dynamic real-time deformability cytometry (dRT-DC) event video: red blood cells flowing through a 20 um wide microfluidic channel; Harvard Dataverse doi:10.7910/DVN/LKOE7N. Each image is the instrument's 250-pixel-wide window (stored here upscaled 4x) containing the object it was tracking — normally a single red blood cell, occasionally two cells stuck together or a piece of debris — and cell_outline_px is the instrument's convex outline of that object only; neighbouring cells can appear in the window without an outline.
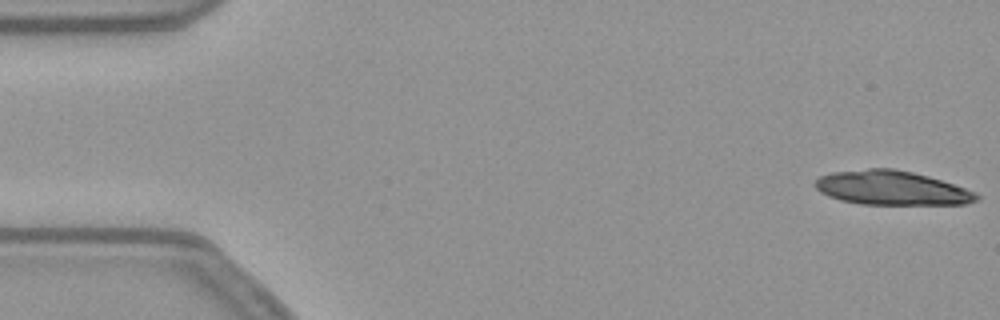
{"species": "common noctule bat (a hibernating species)", "species_latin": "Nyctalus noctula", "temperature_condition": "warm", "stored_images_in_passage": 14, "camera_frame_rate_fps": 3000, "um_per_image_px": 0.085, "animal": {"sex": "female", "body_mass_g": 21.9}, "frame": {"image": 1, "passage_image": 1, "time_ms": 0.0, "image_size_px": [1000, 320], "cell_outline_px": [[980, 200], [964, 204], [860, 204], [840, 200], [828, 196], [820, 192], [812, 184], [820, 176], [832, 172], [868, 168], [892, 168], [912, 172], [928, 176], [976, 192], [980, 196]], "centroid_in_image_um": [75.76, 15.97], "position_along_channel_um": 9.2, "area_um2": 32.14}}